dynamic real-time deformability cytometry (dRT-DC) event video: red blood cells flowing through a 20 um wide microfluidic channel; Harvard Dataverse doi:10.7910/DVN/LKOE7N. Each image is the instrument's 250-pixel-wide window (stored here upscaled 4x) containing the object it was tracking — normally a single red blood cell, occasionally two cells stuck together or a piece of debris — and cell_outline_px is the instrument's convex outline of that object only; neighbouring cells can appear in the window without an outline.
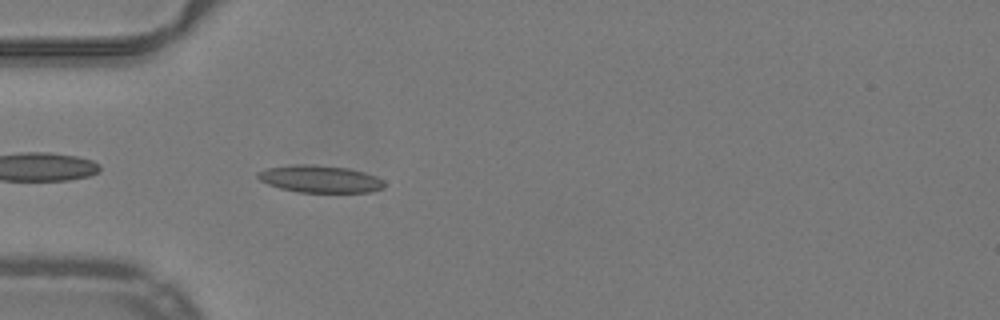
{"species": "common noctule bat (a hibernating species)", "species_latin": "Nyctalus noctula", "temperature_condition": "warm", "stored_images_in_passage": 36, "camera_frame_rate_fps": 3000, "um_per_image_px": 0.085, "animal": {"sex": "male", "body_mass_g": 19.2, "forearm_length_mm": 51.8}, "frame": {"image": 1, "passage_image": 2, "time_ms": 0.333, "image_size_px": [1000, 320], "cell_outline_px": [[384, 188], [368, 192], [300, 192], [280, 188], [268, 184], [260, 180], [256, 176], [256, 172], [268, 168], [296, 164], [312, 164], [348, 168], [364, 172], [376, 176], [384, 180]], "centroid_in_image_um": [27.2, 15.21], "position_along_channel_um": 57.8, "area_um2": 20.06}}
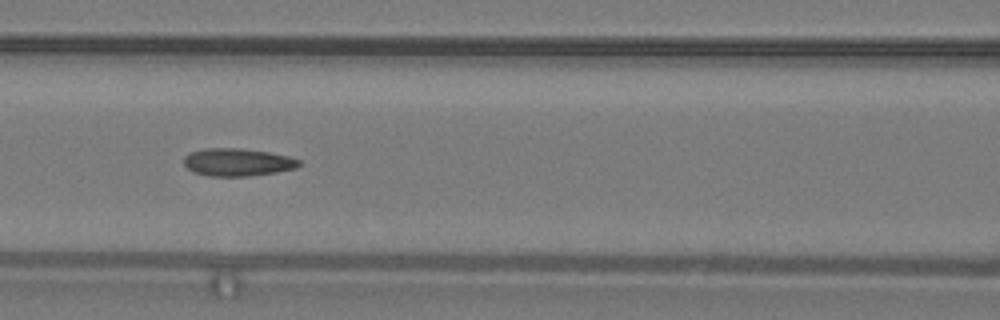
{"frame": {"image": 2, "passage_image": 9, "time_ms": 2.667, "image_size_px": [1000, 320], "cell_outline_px": [[300, 164], [296, 168], [276, 172], [248, 176], [208, 176], [192, 172], [184, 164], [184, 156], [192, 152], [204, 148], [240, 148], [268, 152], [288, 156], [300, 160]], "centroid_in_image_um": [20.17, 13.79], "position_along_channel_um": 146.4, "area_um2": 18.55}}
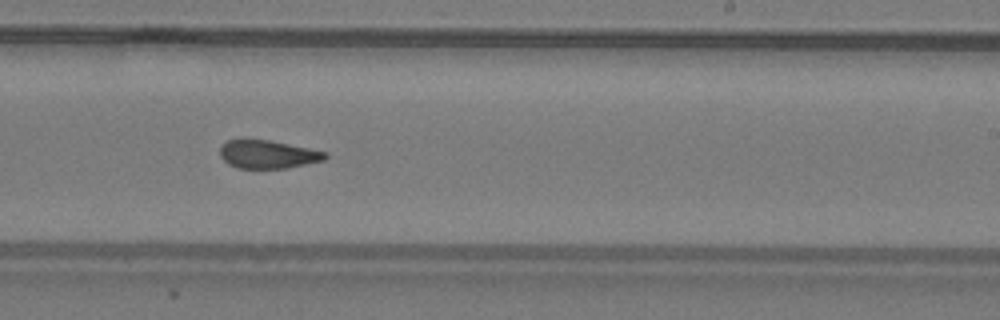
{"frame": {"image": 3, "passage_image": 18, "time_ms": 5.667, "image_size_px": [1000, 320], "cell_outline_px": [[328, 156], [324, 160], [288, 168], [236, 168], [228, 164], [220, 156], [220, 148], [228, 140], [240, 136], [248, 136], [328, 152]], "centroid_in_image_um": [22.71, 13.08], "position_along_channel_um": 266.3, "area_um2": 17.8}, "authors_computed_cell_mechanics": {"area_um2": 18.496, "velocity_mm_per_s": 4.012, "shape_relaxation_time_tau1_ms": 10.0399, "shape_relaxation_time_tau2_ms": 2.1248, "deformation_change_tau1": 0.2403, "deformation_change_tau2": 0.1041}}